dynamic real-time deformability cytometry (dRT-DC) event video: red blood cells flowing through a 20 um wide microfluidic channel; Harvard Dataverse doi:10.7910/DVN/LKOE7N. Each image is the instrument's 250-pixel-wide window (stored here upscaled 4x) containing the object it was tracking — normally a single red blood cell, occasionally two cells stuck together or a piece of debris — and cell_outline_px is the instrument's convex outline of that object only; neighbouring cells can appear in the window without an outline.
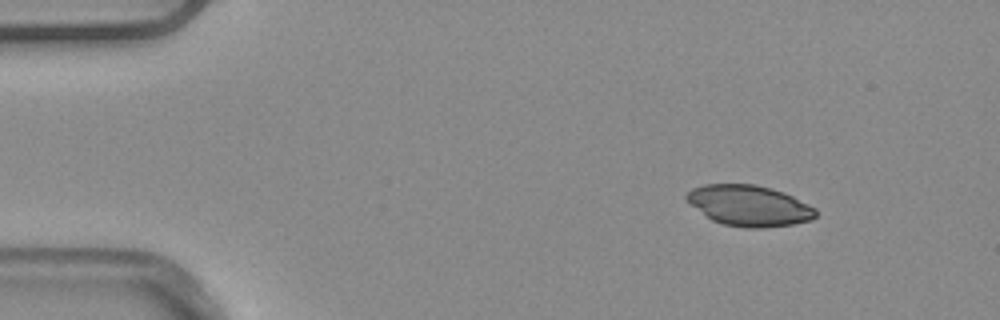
{"species": "common noctule bat (a hibernating species)", "species_latin": "Nyctalus noctula", "temperature_condition": "warm", "stored_images_in_passage": 7, "camera_frame_rate_fps": 3000, "um_per_image_px": 0.085, "animal": {"sex": "male", "body_mass_g": 20.4}, "frame": {"image": 1, "passage_image": 1, "time_ms": 0.0, "image_size_px": [1000, 320], "cell_outline_px": [[816, 216], [812, 220], [792, 224], [764, 228], [744, 228], [724, 224], [712, 220], [692, 204], [684, 196], [692, 188], [704, 184], [756, 184], [772, 188], [784, 192], [816, 208]], "centroid_in_image_um": [63.71, 17.47], "position_along_channel_um": 21.3, "area_um2": 30.58}}